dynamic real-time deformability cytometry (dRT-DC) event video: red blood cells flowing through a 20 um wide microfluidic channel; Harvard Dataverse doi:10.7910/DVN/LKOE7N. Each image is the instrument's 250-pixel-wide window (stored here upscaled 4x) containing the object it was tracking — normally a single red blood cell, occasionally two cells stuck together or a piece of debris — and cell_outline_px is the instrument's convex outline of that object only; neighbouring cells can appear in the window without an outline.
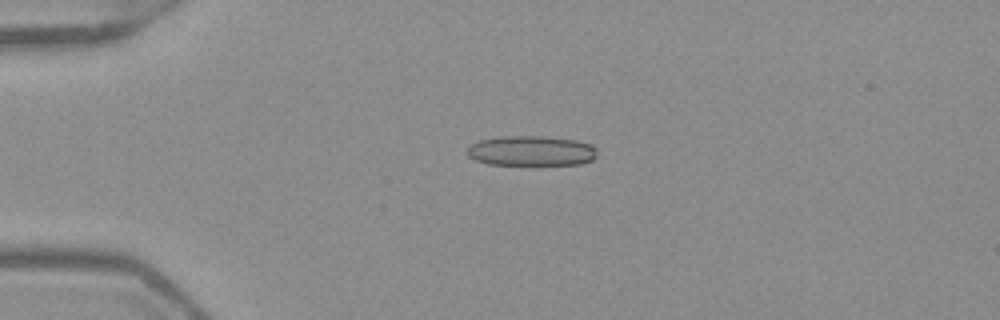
{"species": "Egyptian fruit bat (a non-hibernating species)", "species_latin": "Rousettus aegyptiacus", "temperature_condition": "warm", "stored_images_in_passage": 51, "camera_frame_rate_fps": 3000, "um_per_image_px": 0.085, "frame": {"image": 1, "passage_image": 12, "time_ms": 3.667, "image_size_px": [1000, 320], "cell_outline_px": [[596, 156], [592, 160], [580, 164], [488, 164], [476, 160], [468, 156], [468, 148], [472, 144], [480, 140], [500, 136], [540, 136], [576, 140], [592, 144], [596, 148]], "centroid_in_image_um": [45.18, 12.81], "position_along_channel_um": 39.8, "area_um2": 22.6}}
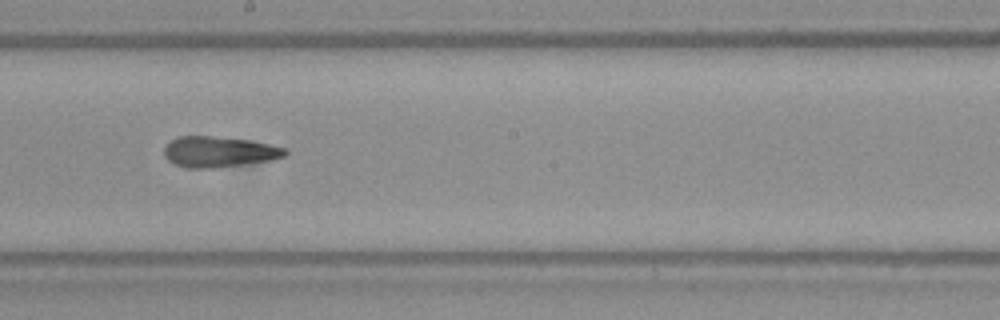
{"frame": {"image": 2, "passage_image": 29, "time_ms": 9.333, "image_size_px": [1000, 320], "cell_outline_px": [[288, 152], [284, 156], [272, 160], [244, 164], [212, 168], [184, 168], [168, 160], [164, 156], [164, 148], [176, 136], [212, 136], [248, 140], [272, 144], [288, 148]], "centroid_in_image_um": [18.64, 12.9], "position_along_channel_um": 229.6, "area_um2": 21.73}}
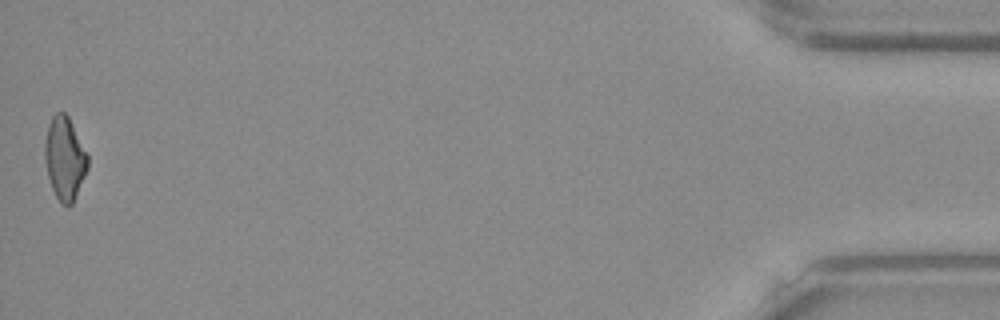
{"frame": {"image": 3, "passage_image": 51, "time_ms": 16.667, "image_size_px": [1000, 320], "cell_outline_px": [[88, 168], [72, 204], [68, 208], [60, 204], [52, 188], [48, 176], [44, 160], [44, 140], [48, 124], [52, 116], [56, 112], [64, 112], [68, 116], [88, 156]], "centroid_in_image_um": [5.47, 13.48], "position_along_channel_um": 429.7, "area_um2": 20.81}, "authors_computed_cell_mechanics": {"area_um2": 21.7328, "velocity_mm_per_s": 3.9573, "shape_relaxation_time_tau1_ms": null, "shape_relaxation_time_tau2_ms": 3.1045, "deformation_change_tau1": null, "deformation_change_tau2": 0.1426}}